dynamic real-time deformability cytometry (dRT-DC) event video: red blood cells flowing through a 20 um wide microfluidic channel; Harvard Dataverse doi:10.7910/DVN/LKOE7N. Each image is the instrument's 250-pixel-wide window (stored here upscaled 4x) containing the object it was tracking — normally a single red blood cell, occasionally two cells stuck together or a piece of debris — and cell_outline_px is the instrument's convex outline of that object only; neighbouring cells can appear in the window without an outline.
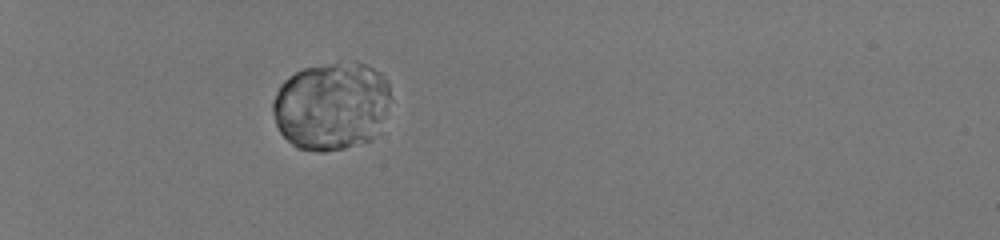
{"species": "human", "species_latin": "Homo sapiens", "temperature_condition": "room temperature", "stored_images_in_passage": 36, "camera_frame_rate_fps": 3000, "um_per_image_px": 0.085, "donor": {"sex": "male"}, "frame": {"image": 1, "passage_image": 1, "time_ms": 0.0, "image_size_px": [1000, 240], "cell_outline_px": [[388, 96], [384, 116], [372, 136], [368, 140], [344, 148], [324, 152], [320, 152], [300, 148], [292, 144], [280, 132], [276, 124], [272, 112], [272, 100], [280, 84], [288, 76], [304, 68], [340, 60], [356, 60], [380, 72], [384, 76], [388, 84]], "centroid_in_image_um": [28.11, 8.95], "position_along_channel_um": 56.9, "area_um2": 60.46}}
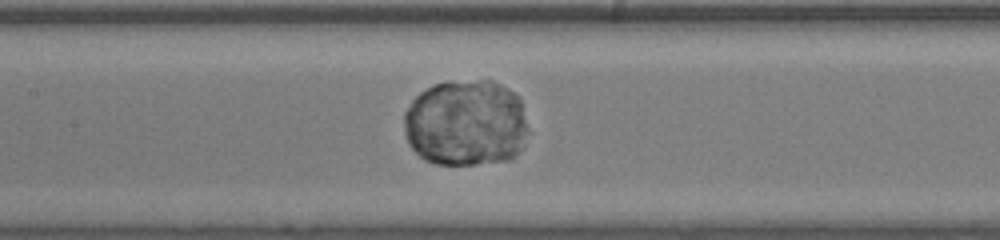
{"frame": {"image": 2, "passage_image": 13, "time_ms": 4.0, "image_size_px": [1000, 240], "cell_outline_px": [[528, 132], [516, 156], [512, 160], [476, 164], [436, 164], [424, 160], [408, 144], [404, 132], [404, 112], [412, 100], [420, 92], [432, 84], [480, 80], [492, 80], [508, 88], [520, 100], [528, 128]], "centroid_in_image_um": [39.59, 10.47], "position_along_channel_um": 167.8, "area_um2": 63.06}}
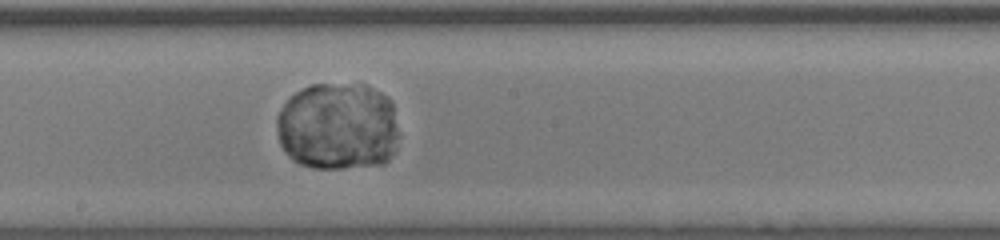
{"frame": {"image": 3, "passage_image": 17, "time_ms": 5.333, "image_size_px": [1000, 240], "cell_outline_px": [[396, 152], [384, 164], [344, 168], [312, 168], [300, 164], [292, 160], [288, 156], [280, 144], [276, 124], [276, 116], [284, 104], [296, 92], [312, 84], [364, 84], [388, 96], [392, 104], [396, 128]], "centroid_in_image_um": [28.71, 10.76], "position_along_channel_um": 219.5, "area_um2": 62.94}}